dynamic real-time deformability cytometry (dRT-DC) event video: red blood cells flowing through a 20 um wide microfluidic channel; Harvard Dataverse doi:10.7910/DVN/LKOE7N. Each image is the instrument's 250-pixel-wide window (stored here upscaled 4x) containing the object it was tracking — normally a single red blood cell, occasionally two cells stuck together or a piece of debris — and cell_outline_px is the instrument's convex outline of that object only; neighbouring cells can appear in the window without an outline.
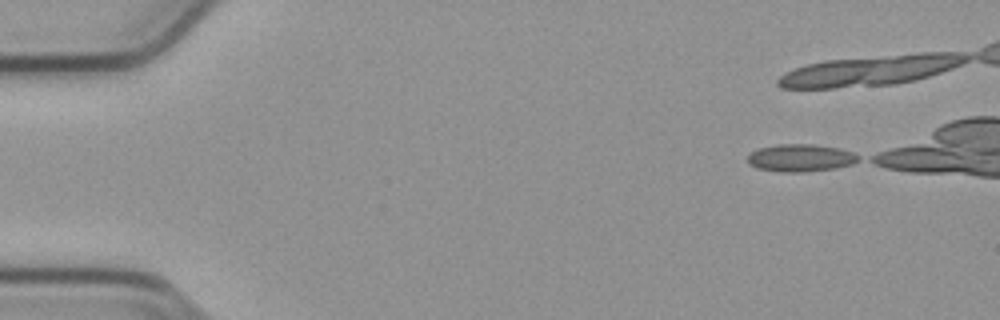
{"species": "common noctule bat (a hibernating species)", "species_latin": "Nyctalus noctula", "temperature_condition": "cold", "stored_images_in_passage": 38, "camera_frame_rate_fps": 3000, "um_per_image_px": 0.085, "animal": {"sex": "male", "body_mass_g": 23.1, "forearm_length_mm": 52.7}, "frame": {"image": 1, "passage_image": 1, "time_ms": 0.0, "image_size_px": [1000, 320], "cell_outline_px": [[860, 160], [852, 164], [836, 168], [804, 172], [780, 172], [756, 168], [748, 164], [748, 156], [756, 148], [776, 144], [816, 144], [840, 148], [852, 152], [860, 156]], "centroid_in_image_um": [68.05, 13.41], "position_along_channel_um": 17.0, "area_um2": 18.03}}